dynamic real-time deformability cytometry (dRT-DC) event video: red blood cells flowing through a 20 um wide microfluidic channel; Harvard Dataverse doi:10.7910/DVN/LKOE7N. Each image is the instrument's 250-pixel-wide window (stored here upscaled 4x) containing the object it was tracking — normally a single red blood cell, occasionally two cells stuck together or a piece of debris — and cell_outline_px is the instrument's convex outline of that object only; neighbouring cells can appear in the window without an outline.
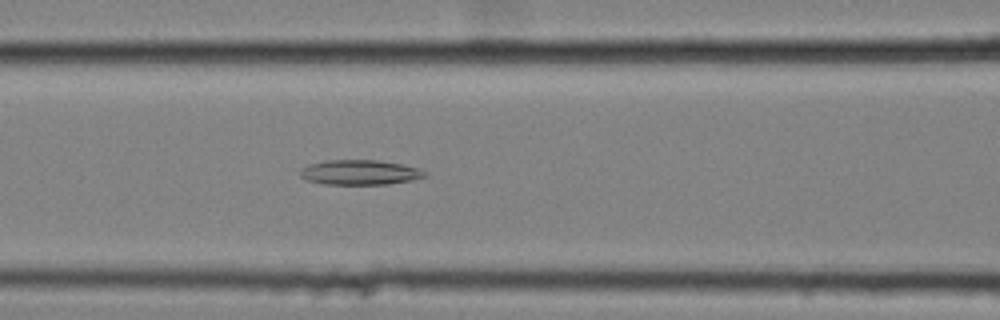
{"species": "common noctule bat (a hibernating species)", "species_latin": "Nyctalus noctula", "temperature_condition": "cold", "stored_images_in_passage": 52, "camera_frame_rate_fps": 3000, "um_per_image_px": 0.085, "animal": {"sex": "female", "body_mass_g": 25.1}, "frame": {"image": 1, "passage_image": 23, "time_ms": 7.333, "image_size_px": [1000, 320], "cell_outline_px": [[428, 176], [412, 180], [388, 184], [324, 184], [308, 180], [300, 176], [300, 172], [304, 168], [312, 164], [324, 160], [376, 160], [400, 164], [420, 168], [428, 172]], "centroid_in_image_um": [30.66, 14.65], "position_along_channel_um": 135.9, "area_um2": 17.98}}
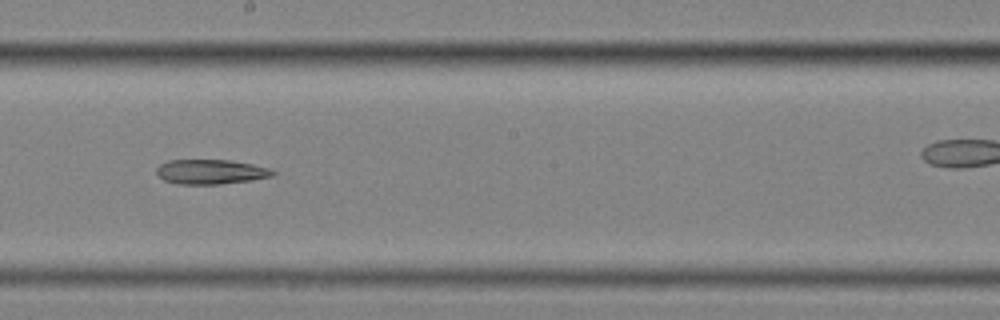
{"frame": {"image": 2, "passage_image": 31, "time_ms": 10.0, "image_size_px": [1000, 320], "cell_outline_px": [[276, 172], [272, 176], [252, 180], [220, 184], [176, 184], [164, 180], [156, 172], [156, 168], [160, 164], [168, 160], [232, 160], [252, 164], [268, 168]], "centroid_in_image_um": [17.9, 14.6], "position_along_channel_um": 230.3, "area_um2": 16.7}}
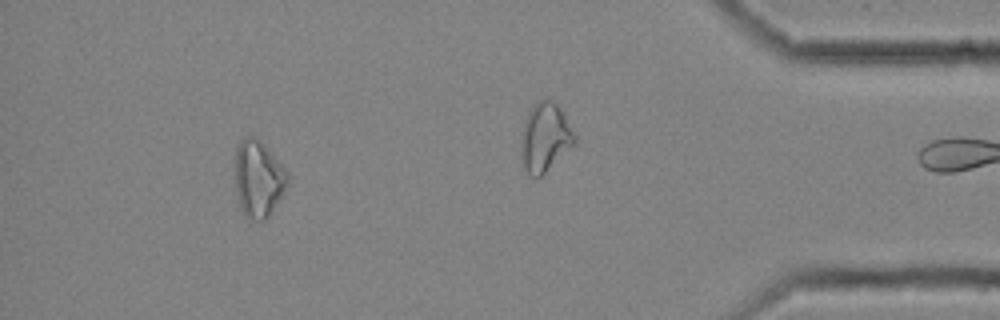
{"frame": {"image": 3, "passage_image": 51, "time_ms": 16.667, "image_size_px": [1000, 320], "cell_outline_px": [[288, 184], [284, 192], [268, 216], [264, 220], [252, 220], [244, 216], [240, 208], [236, 188], [236, 148], [240, 140], [244, 136], [256, 136], [268, 148], [288, 172]], "centroid_in_image_um": [21.96, 15.17], "position_along_channel_um": 413.2, "area_um2": 23.47}}